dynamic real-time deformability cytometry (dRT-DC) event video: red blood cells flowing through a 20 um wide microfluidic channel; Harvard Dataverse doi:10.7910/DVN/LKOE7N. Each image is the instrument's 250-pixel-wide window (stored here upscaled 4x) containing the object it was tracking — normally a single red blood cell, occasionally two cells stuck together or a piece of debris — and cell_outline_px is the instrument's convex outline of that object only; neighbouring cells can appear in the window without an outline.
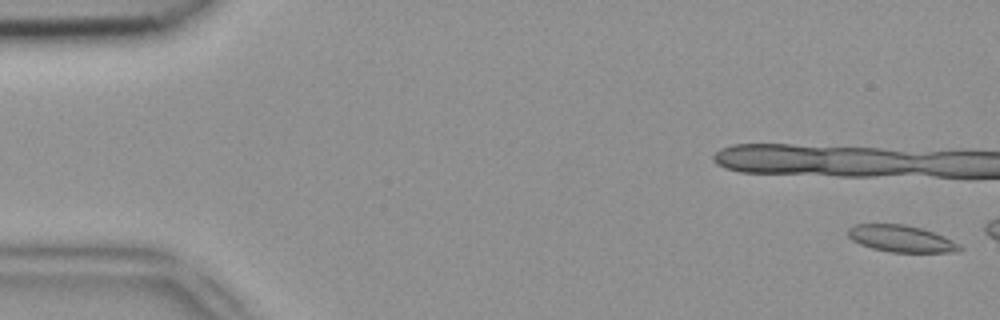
{"species": "common noctule bat (a hibernating species)", "species_latin": "Nyctalus noctula", "temperature_condition": "room temperature", "stored_images_in_passage": 6, "camera_frame_rate_fps": 3000, "um_per_image_px": 0.085, "animal": {"sex": "female", "body_mass_g": 18.4}, "frame": {"image": 1, "passage_image": 1, "time_ms": 0.0, "image_size_px": [1000, 320], "cell_outline_px": [[964, 248], [960, 252], [892, 252], [872, 248], [860, 244], [852, 240], [848, 236], [848, 228], [856, 224], [904, 224], [920, 228], [944, 236], [960, 244]], "centroid_in_image_um": [76.62, 20.29], "position_along_channel_um": 8.4, "area_um2": 17.4}}